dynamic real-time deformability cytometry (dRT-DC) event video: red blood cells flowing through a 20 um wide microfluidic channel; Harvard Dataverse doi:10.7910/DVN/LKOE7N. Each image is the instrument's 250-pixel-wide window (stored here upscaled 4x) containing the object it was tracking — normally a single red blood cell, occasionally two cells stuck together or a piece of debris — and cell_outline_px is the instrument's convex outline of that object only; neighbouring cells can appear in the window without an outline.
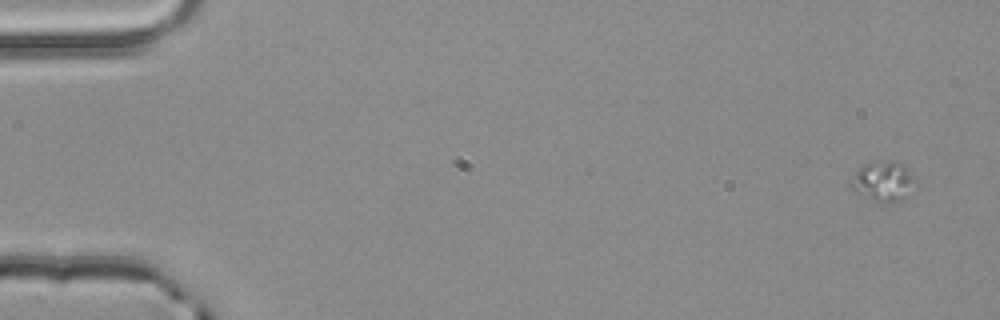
{"species": "common noctule bat (a hibernating species)", "species_latin": "Nyctalus noctula", "temperature_condition": "room temperature", "stored_images_in_passage": 4, "camera_frame_rate_fps": 3000, "um_per_image_px": 0.085, "animal": {"sex": "male", "body_mass_g": 20.4}, "frame": {"image": 1, "passage_image": 1, "time_ms": 0.0, "image_size_px": [1000, 320], "cell_outline_px": [[916, 180], [904, 200], [884, 204], [880, 204], [856, 192], [848, 184], [856, 172], [864, 164], [876, 160], [892, 160], [900, 164]], "centroid_in_image_um": [75.03, 15.44], "position_along_channel_um": 10.0, "area_um2": 14.97}}